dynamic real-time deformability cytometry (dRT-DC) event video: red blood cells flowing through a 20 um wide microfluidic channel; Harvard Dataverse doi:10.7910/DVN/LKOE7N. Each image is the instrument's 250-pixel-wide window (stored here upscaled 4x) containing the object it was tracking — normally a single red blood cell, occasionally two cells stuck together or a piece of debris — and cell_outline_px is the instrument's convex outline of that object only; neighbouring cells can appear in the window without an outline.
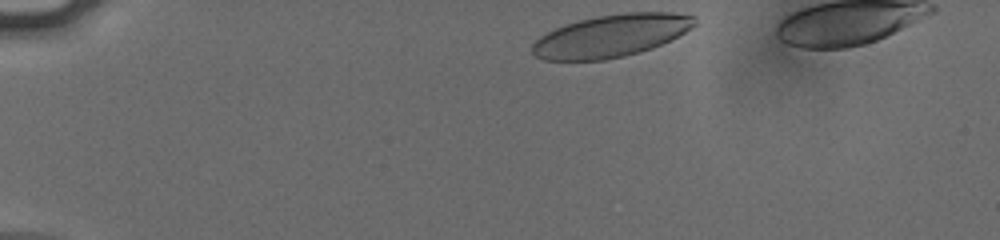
{"species": "human", "species_latin": "Homo sapiens", "temperature_condition": "cold", "stored_images_in_passage": 39, "camera_frame_rate_fps": 3000, "um_per_image_px": 0.085, "donor": {"sex": "male"}, "frame": {"image": 1, "passage_image": 1, "time_ms": 0.0, "image_size_px": [1000, 240], "cell_outline_px": [[696, 24], [684, 32], [652, 48], [640, 52], [624, 56], [604, 60], [544, 60], [536, 56], [532, 52], [532, 44], [540, 36], [564, 24], [596, 16], [624, 12], [672, 12], [696, 16]], "centroid_in_image_um": [51.93, 3.03], "position_along_channel_um": 33.1, "area_um2": 40.0}}
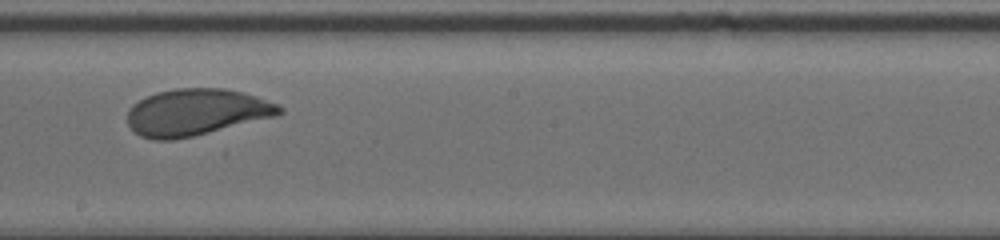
{"frame": {"image": 2, "passage_image": 23, "time_ms": 7.333, "image_size_px": [1000, 240], "cell_outline_px": [[284, 112], [276, 116], [192, 136], [172, 140], [152, 140], [140, 136], [128, 124], [128, 108], [132, 104], [156, 92], [176, 88], [224, 88], [256, 96], [280, 104], [284, 108]], "centroid_in_image_um": [16.69, 9.53], "position_along_channel_um": 231.5, "area_um2": 41.21}}
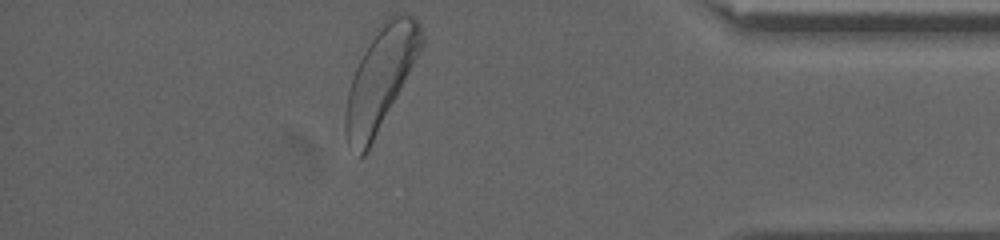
{"frame": {"image": 3, "passage_image": 39, "time_ms": 12.667, "image_size_px": [1000, 240], "cell_outline_px": [[424, 44], [364, 156], [360, 156], [348, 144], [344, 128], [344, 116], [348, 92], [352, 76], [368, 44], [384, 20], [388, 16], [396, 12], [404, 12], [412, 16], [420, 24], [424, 36]], "centroid_in_image_um": [32.34, 6.61], "position_along_channel_um": 402.9, "area_um2": 43.87}, "authors_computed_cell_mechanics": {"area_um2": 41.2114, "velocity_mm_per_s": 3.759, "shape_relaxation_time_tau1_ms": 3.2119, "shape_relaxation_time_tau2_ms": 0.7712, "deformation_change_tau1": 0.1286, "deformation_change_tau2": 0.061}}